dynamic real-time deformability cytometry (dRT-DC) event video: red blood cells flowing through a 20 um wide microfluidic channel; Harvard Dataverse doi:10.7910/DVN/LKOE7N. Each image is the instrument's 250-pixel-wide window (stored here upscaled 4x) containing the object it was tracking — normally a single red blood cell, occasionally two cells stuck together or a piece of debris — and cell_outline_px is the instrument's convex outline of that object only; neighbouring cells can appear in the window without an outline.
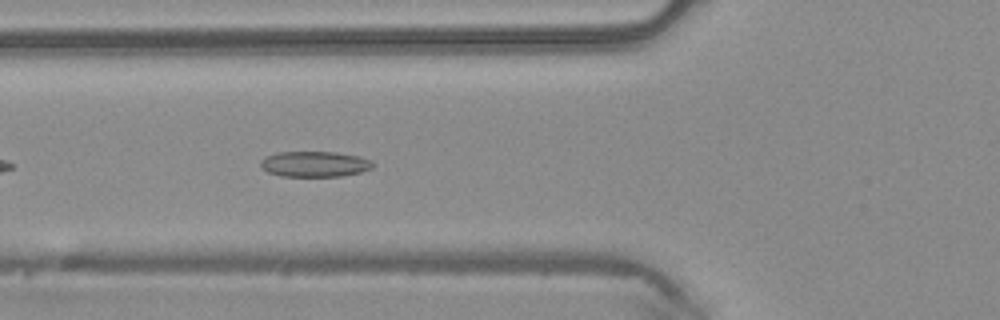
{"species": "common noctule bat (a hibernating species)", "species_latin": "Nyctalus noctula", "temperature_condition": "warm", "stored_images_in_passage": 38, "camera_frame_rate_fps": 3000, "um_per_image_px": 0.085, "animal": {"sex": "male", "body_mass_g": 20.4}, "frame": {"image": 1, "passage_image": 7, "time_ms": 2.0, "image_size_px": [1000, 320], "cell_outline_px": [[372, 168], [360, 172], [340, 176], [280, 176], [268, 172], [260, 164], [260, 160], [264, 156], [276, 152], [336, 152], [360, 156], [372, 160]], "centroid_in_image_um": [26.73, 13.93], "position_along_channel_um": 99.1, "area_um2": 16.76}}
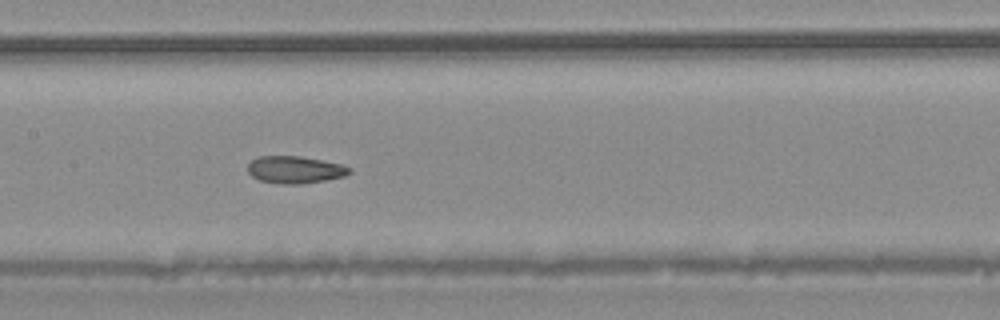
{"frame": {"image": 2, "passage_image": 13, "time_ms": 4.0, "image_size_px": [1000, 320], "cell_outline_px": [[352, 172], [344, 176], [324, 180], [300, 184], [284, 184], [260, 180], [252, 176], [248, 172], [248, 164], [252, 160], [260, 156], [300, 156], [340, 164], [352, 168]], "centroid_in_image_um": [25.07, 14.42], "position_along_channel_um": 182.3, "area_um2": 15.95}}
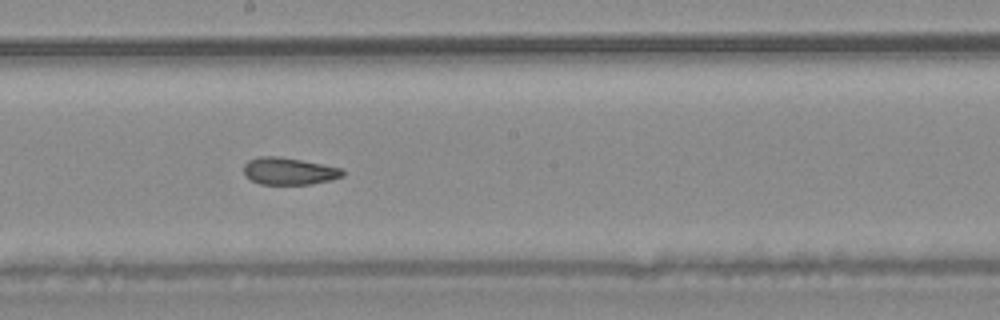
{"frame": {"image": 3, "passage_image": 16, "time_ms": 5.0, "image_size_px": [1000, 320], "cell_outline_px": [[344, 176], [332, 180], [312, 184], [260, 184], [244, 176], [244, 164], [248, 160], [260, 156], [276, 156], [300, 160], [340, 168], [344, 172]], "centroid_in_image_um": [24.54, 14.55], "position_along_channel_um": 223.7, "area_um2": 15.55}, "authors_computed_cell_mechanics": {"area_um2": 16.8198, "velocity_mm_per_s": 4.1384, "shape_relaxation_time_tau1_ms": 10.9758, "shape_relaxation_time_tau2_ms": 2.282, "deformation_change_tau1": 0.2049, "deformation_change_tau2": 0.0805}}